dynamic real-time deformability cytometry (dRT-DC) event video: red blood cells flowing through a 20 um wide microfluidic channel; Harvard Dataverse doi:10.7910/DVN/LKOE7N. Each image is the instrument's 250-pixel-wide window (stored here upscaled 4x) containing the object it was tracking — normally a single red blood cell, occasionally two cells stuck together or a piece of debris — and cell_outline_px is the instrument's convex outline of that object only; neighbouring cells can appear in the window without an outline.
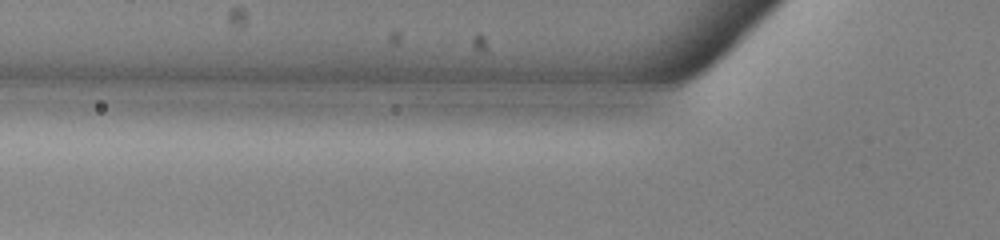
{"species": "common noctule bat (a hibernating species)", "species_latin": "Nyctalus noctula", "temperature_condition": "warm", "stored_images_in_passage": 4, "camera_frame_rate_fps": 3000, "um_per_image_px": 0.085, "animal": {"sex": "male", "body_mass_g": 13.0, "forearm_length_mm": 53.1}, "frame": {"image": 1, "passage_image": 2, "time_ms": 0.333, "image_size_px": [1000, 240], "cell_outline_px": [[620, 168], [616, 172], [572, 176], [496, 176], [468, 172], [468, 168], [480, 164], [604, 164]], "centroid_in_image_um": [46.05, 14.42], "position_along_channel_um": 79.8, "area_um2": 11.56}}